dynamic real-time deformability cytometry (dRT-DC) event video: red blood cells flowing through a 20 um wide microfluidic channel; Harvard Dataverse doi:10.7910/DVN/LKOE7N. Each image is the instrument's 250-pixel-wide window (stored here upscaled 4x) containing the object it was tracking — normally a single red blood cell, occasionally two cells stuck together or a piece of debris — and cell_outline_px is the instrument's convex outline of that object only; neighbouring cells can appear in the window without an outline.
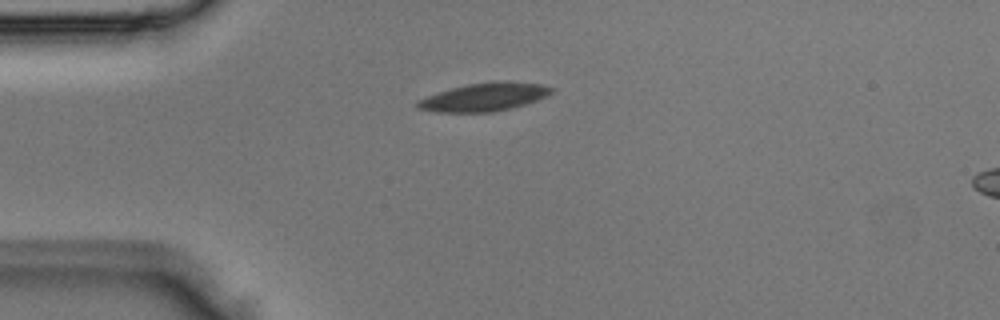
{"species": "Egyptian fruit bat (a non-hibernating species)", "species_latin": "Rousettus aegyptiacus", "temperature_condition": "room temperature", "stored_images_in_passage": 3, "camera_frame_rate_fps": 3000, "um_per_image_px": 0.085, "animal": {"sex": "male"}, "frame": {"image": 1, "passage_image": 3, "time_ms": 0.667, "image_size_px": [1000, 320], "cell_outline_px": [[552, 92], [536, 100], [512, 108], [492, 112], [436, 112], [420, 108], [416, 104], [420, 100], [428, 96], [452, 88], [468, 84], [540, 84], [552, 88]], "centroid_in_image_um": [41.1, 8.31], "position_along_channel_um": 43.9, "area_um2": 20.46}}